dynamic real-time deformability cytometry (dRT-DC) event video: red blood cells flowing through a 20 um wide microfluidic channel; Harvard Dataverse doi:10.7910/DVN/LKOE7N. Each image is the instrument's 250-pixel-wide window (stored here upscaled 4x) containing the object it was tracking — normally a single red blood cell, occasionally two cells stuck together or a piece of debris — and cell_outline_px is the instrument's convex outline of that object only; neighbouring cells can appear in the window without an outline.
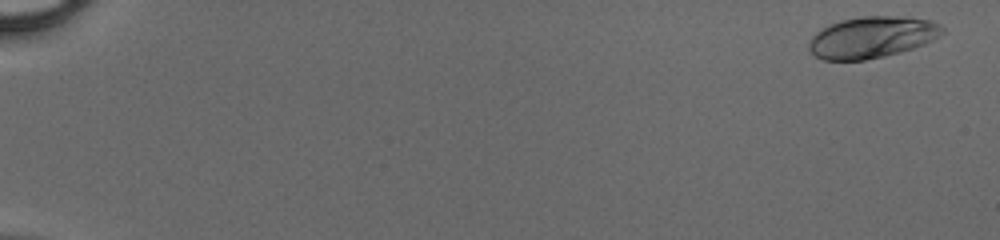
{"species": "human", "species_latin": "Homo sapiens", "temperature_condition": "cold", "stored_images_in_passage": 50, "camera_frame_rate_fps": 3000, "um_per_image_px": 0.085, "donor": {"sex": "male"}, "frame": {"image": 1, "passage_image": 2, "time_ms": 0.333, "image_size_px": [1000, 240], "cell_outline_px": [[944, 32], [932, 40], [924, 44], [900, 52], [884, 56], [864, 60], [824, 60], [816, 56], [808, 48], [808, 44], [812, 36], [816, 32], [828, 24], [844, 20], [864, 16], [908, 16], [932, 20], [940, 24], [944, 28]], "centroid_in_image_um": [74.14, 3.15], "position_along_channel_um": 10.9, "area_um2": 32.25}}
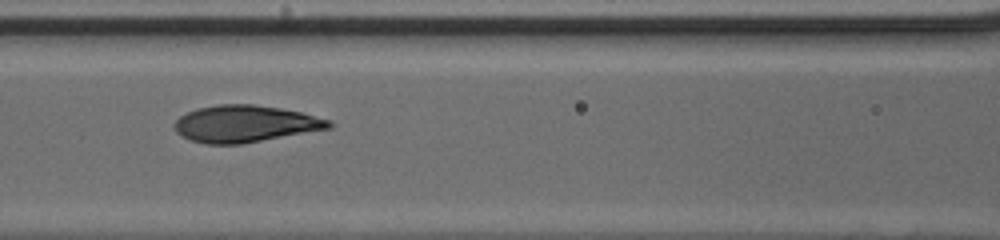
{"frame": {"image": 2, "passage_image": 25, "time_ms": 8.0, "image_size_px": [1000, 240], "cell_outline_px": [[332, 128], [240, 144], [208, 144], [192, 140], [176, 132], [176, 120], [180, 116], [196, 108], [220, 104], [252, 104], [280, 108], [300, 112], [332, 120]], "centroid_in_image_um": [20.87, 10.51], "position_along_channel_um": 145.7, "area_um2": 32.89}}
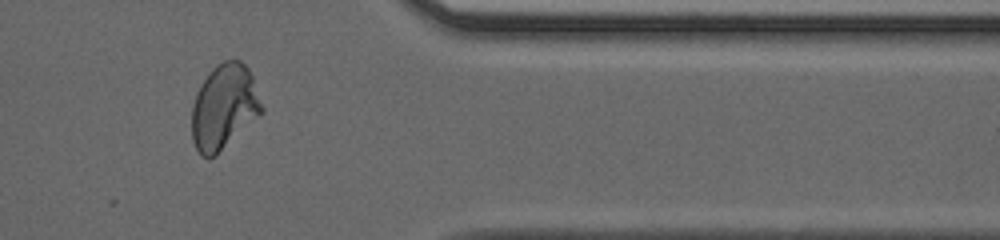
{"frame": {"image": 3, "passage_image": 43, "time_ms": 14.0, "image_size_px": [1000, 240], "cell_outline_px": [[264, 112], [260, 116], [216, 156], [208, 160], [200, 156], [192, 140], [192, 104], [196, 92], [200, 84], [208, 72], [216, 64], [224, 60], [240, 60], [248, 68], [252, 76], [264, 108]], "centroid_in_image_um": [19.04, 9.12], "position_along_channel_um": 392.4, "area_um2": 35.26}}